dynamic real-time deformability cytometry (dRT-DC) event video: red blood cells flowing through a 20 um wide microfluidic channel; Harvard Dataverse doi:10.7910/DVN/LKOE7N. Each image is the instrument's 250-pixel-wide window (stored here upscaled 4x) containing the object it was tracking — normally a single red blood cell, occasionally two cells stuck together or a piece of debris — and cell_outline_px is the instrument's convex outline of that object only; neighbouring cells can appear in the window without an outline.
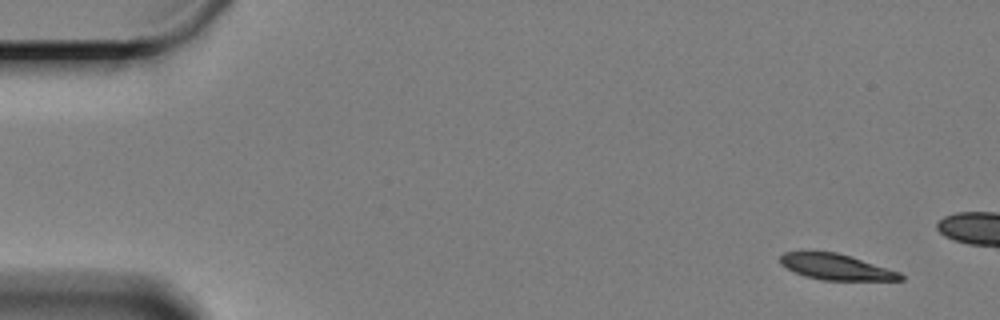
{"species": "Egyptian fruit bat (a non-hibernating species)", "species_latin": "Rousettus aegyptiacus", "temperature_condition": "cold", "stored_images_in_passage": 17, "camera_frame_rate_fps": 3000, "um_per_image_px": 0.085, "animal": {"sex": "female"}, "frame": {"image": 1, "passage_image": 3, "time_ms": 0.667, "image_size_px": [1000, 320], "cell_outline_px": [[904, 280], [820, 280], [804, 276], [780, 264], [780, 256], [784, 252], [836, 252], [852, 256], [900, 272], [904, 276]], "centroid_in_image_um": [71.09, 22.69], "position_along_channel_um": 13.9, "area_um2": 18.03}}